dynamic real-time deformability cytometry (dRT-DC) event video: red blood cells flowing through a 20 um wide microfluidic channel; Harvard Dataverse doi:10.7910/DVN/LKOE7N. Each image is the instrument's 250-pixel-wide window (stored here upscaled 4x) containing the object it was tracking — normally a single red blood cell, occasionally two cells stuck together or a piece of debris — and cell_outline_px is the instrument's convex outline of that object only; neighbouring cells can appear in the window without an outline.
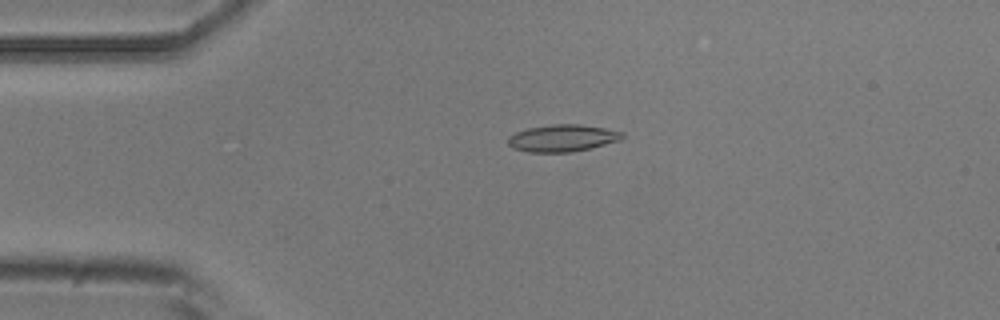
{"species": "common noctule bat (a hibernating species)", "species_latin": "Nyctalus noctula", "temperature_condition": "room temperature", "stored_images_in_passage": 54, "camera_frame_rate_fps": 3000, "um_per_image_px": 0.085, "animal": {"sex": "male", "body_mass_g": 20.5, "forearm_length_mm": 52.5}, "frame": {"image": 1, "passage_image": 12, "time_ms": 3.667, "image_size_px": [1000, 320], "cell_outline_px": [[624, 136], [620, 140], [572, 152], [528, 152], [512, 148], [508, 144], [508, 136], [516, 132], [528, 128], [552, 124], [580, 124], [604, 128], [624, 132]], "centroid_in_image_um": [47.78, 11.73], "position_along_channel_um": 37.2, "area_um2": 17.92}}
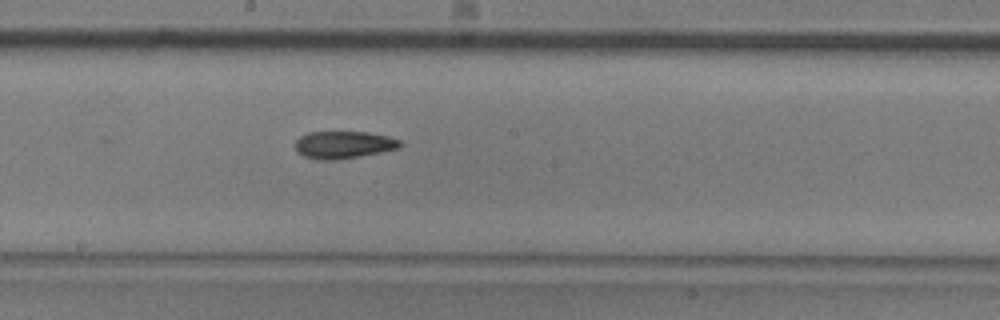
{"frame": {"image": 2, "passage_image": 29, "time_ms": 9.333, "image_size_px": [1000, 320], "cell_outline_px": [[404, 144], [396, 148], [380, 152], [336, 160], [316, 160], [304, 156], [296, 152], [296, 140], [300, 136], [308, 132], [368, 132], [388, 136], [400, 140]], "centroid_in_image_um": [29.18, 12.3], "position_along_channel_um": 219.0, "area_um2": 16.7}}
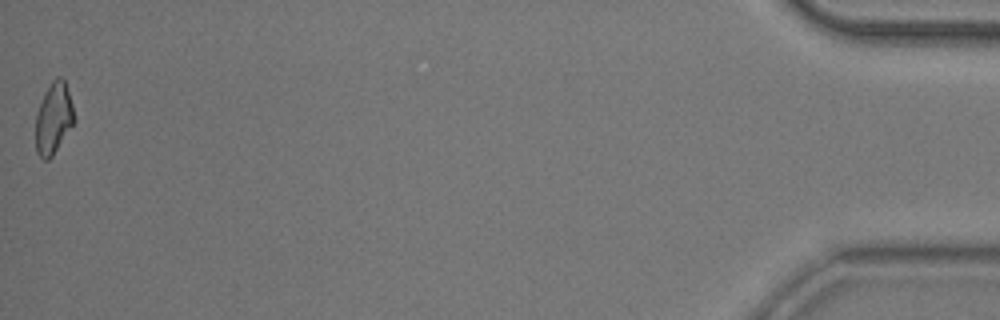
{"frame": {"image": 3, "passage_image": 54, "time_ms": 17.667, "image_size_px": [1000, 320], "cell_outline_px": [[76, 120], [52, 156], [48, 160], [44, 160], [36, 152], [36, 116], [44, 92], [52, 80], [56, 76], [60, 76], [64, 80], [72, 104]], "centroid_in_image_um": [4.56, 10.05], "position_along_channel_um": 430.6, "area_um2": 15.9}, "authors_computed_cell_mechanics": {"area_um2": 16.9354, "velocity_mm_per_s": 3.7257, "shape_relaxation_time_tau1_ms": 5.7072, "shape_relaxation_time_tau2_ms": 5.7233, "deformation_change_tau1": 0.1487, "deformation_change_tau2": 0.1278}}